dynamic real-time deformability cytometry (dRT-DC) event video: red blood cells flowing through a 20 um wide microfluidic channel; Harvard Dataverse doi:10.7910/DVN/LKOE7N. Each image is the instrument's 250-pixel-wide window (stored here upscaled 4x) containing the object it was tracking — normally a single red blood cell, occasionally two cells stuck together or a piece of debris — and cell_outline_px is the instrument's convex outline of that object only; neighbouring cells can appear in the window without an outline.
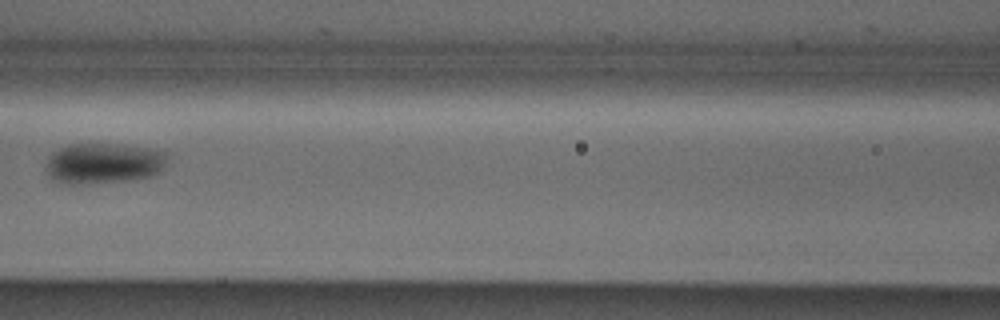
{"species": "Egyptian fruit bat (a non-hibernating species)", "species_latin": "Rousettus aegyptiacus", "temperature_condition": "cold", "stored_images_in_passage": 3, "camera_frame_rate_fps": 3000, "um_per_image_px": 0.085, "animal": {"sex": "male"}, "frame": {"image": 1, "passage_image": 3, "time_ms": 0.667, "image_size_px": [1000, 320], "cell_outline_px": [[168, 156], [164, 164], [156, 172], [148, 176], [124, 180], [84, 184], [64, 184], [52, 180], [44, 172], [44, 168], [52, 152], [68, 144], [124, 144], [148, 148], [164, 152]], "centroid_in_image_um": [8.7, 13.87], "position_along_channel_um": 157.9, "area_um2": 28.67}}